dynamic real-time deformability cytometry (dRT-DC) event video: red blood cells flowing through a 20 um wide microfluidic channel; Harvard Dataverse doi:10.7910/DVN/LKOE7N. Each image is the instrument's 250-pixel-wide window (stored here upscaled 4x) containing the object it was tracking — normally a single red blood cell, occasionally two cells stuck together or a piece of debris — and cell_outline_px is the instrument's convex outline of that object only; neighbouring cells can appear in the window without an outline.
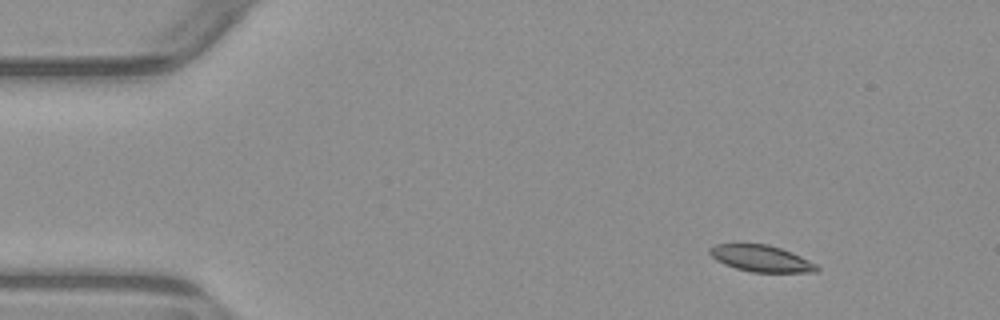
{"species": "common noctule bat (a hibernating species)", "species_latin": "Nyctalus noctula", "temperature_condition": "warm", "stored_images_in_passage": 5, "camera_frame_rate_fps": 3000, "um_per_image_px": 0.085, "animal": {"sex": "male", "body_mass_g": 23.1, "forearm_length_mm": 52.7}, "frame": {"image": 1, "passage_image": 1, "time_ms": 0.0, "image_size_px": [1000, 320], "cell_outline_px": [[820, 268], [816, 272], [752, 272], [736, 268], [724, 264], [716, 260], [708, 252], [708, 248], [716, 244], [768, 244], [780, 248], [800, 256], [816, 264]], "centroid_in_image_um": [64.68, 21.97], "position_along_channel_um": 20.3, "area_um2": 16.42}}
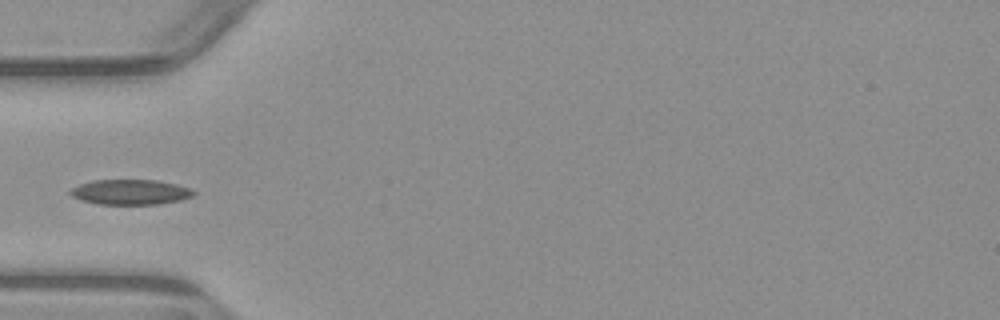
{"frame": {"image": 2, "passage_image": 4, "time_ms": 3.667, "image_size_px": [1000, 320], "cell_outline_px": [[196, 192], [192, 196], [180, 200], [160, 204], [96, 204], [72, 196], [68, 192], [72, 188], [80, 184], [92, 180], [156, 180], [176, 184], [192, 188]], "centroid_in_image_um": [11.11, 16.32], "position_along_channel_um": 73.9, "area_um2": 18.03}}
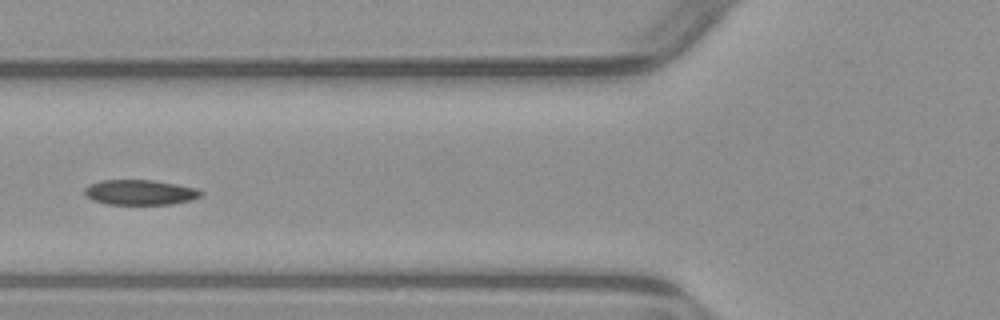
{"frame": {"image": 3, "passage_image": 5, "time_ms": 4.667, "image_size_px": [1000, 320], "cell_outline_px": [[204, 192], [200, 196], [188, 200], [172, 204], [108, 204], [92, 200], [84, 192], [84, 188], [88, 184], [100, 180], [152, 180], [176, 184], [196, 188]], "centroid_in_image_um": [11.87, 16.34], "position_along_channel_um": 113.9, "area_um2": 16.94}}